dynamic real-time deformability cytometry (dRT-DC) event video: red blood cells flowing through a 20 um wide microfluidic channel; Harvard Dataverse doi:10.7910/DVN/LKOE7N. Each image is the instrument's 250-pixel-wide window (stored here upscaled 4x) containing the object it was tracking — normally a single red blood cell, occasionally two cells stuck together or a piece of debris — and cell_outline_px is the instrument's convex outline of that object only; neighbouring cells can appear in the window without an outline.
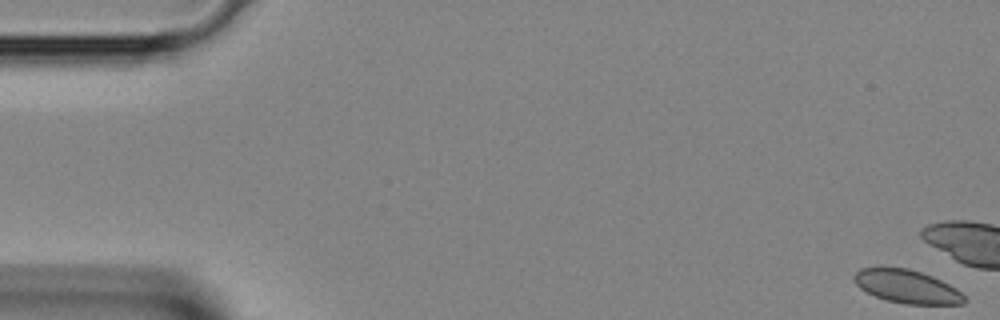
{"species": "Egyptian fruit bat (a non-hibernating species)", "species_latin": "Rousettus aegyptiacus", "temperature_condition": "room temperature", "stored_images_in_passage": 9, "camera_frame_rate_fps": 3000, "um_per_image_px": 0.085, "animal": {"sex": "female"}, "frame": {"image": 1, "passage_image": 1, "time_ms": 0.0, "image_size_px": [1000, 320], "cell_outline_px": [[968, 300], [964, 304], [904, 304], [888, 300], [876, 296], [860, 288], [856, 284], [852, 276], [860, 268], [908, 268], [932, 276], [956, 288]], "centroid_in_image_um": [77.11, 24.36], "position_along_channel_um": 7.9, "area_um2": 21.15}}